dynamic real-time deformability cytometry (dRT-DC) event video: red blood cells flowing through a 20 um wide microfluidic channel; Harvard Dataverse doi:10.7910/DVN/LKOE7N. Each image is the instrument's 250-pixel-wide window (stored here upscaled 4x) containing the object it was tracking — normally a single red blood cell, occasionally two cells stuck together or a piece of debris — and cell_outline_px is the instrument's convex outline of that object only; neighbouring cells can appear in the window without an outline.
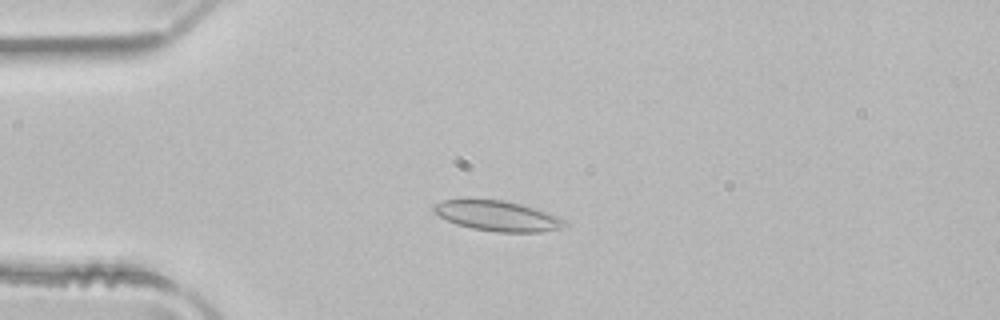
{"species": "common noctule bat (a hibernating species)", "species_latin": "Nyctalus noctula", "temperature_condition": "room temperature", "stored_images_in_passage": 40, "camera_frame_rate_fps": 3000, "um_per_image_px": 0.085, "animal": {"sex": "male", "body_mass_g": 21.5, "forearm_length_mm": 52.0}, "frame": {"image": 1, "passage_image": 2, "time_ms": 0.333, "image_size_px": [1000, 320], "cell_outline_px": [[568, 224], [560, 228], [540, 232], [496, 232], [472, 228], [456, 224], [432, 212], [432, 208], [436, 204], [444, 200], [504, 200], [536, 208], [556, 216], [564, 220]], "centroid_in_image_um": [42.29, 18.36], "position_along_channel_um": 42.7, "area_um2": 22.72}}
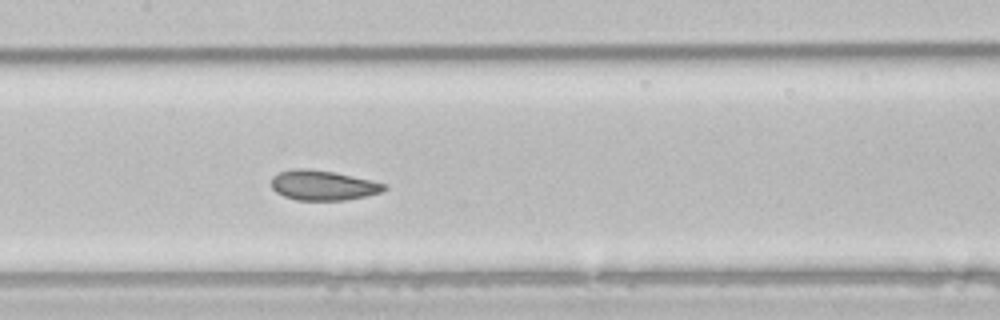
{"frame": {"image": 2, "passage_image": 14, "time_ms": 4.333, "image_size_px": [1000, 320], "cell_outline_px": [[388, 188], [380, 192], [364, 196], [344, 200], [296, 200], [284, 196], [276, 192], [272, 188], [272, 176], [280, 172], [292, 168], [308, 168], [332, 172], [368, 180], [384, 184]], "centroid_in_image_um": [27.39, 15.75], "position_along_channel_um": 180.0, "area_um2": 19.36}}
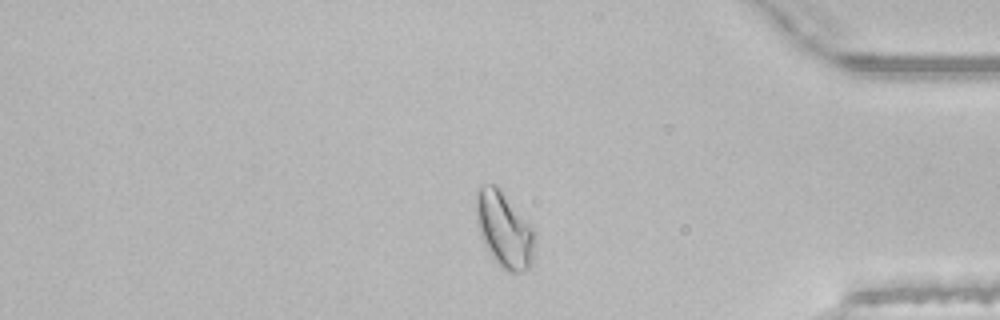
{"frame": {"image": 3, "passage_image": 32, "time_ms": 10.333, "image_size_px": [1000, 320], "cell_outline_px": [[532, 264], [524, 272], [508, 272], [496, 264], [480, 236], [476, 224], [476, 192], [480, 184], [496, 184], [500, 188], [532, 228]], "centroid_in_image_um": [42.79, 19.51], "position_along_channel_um": 392.4, "area_um2": 25.55}, "authors_computed_cell_mechanics": {"area_um2": 20.8658, "velocity_mm_per_s": 3.9901, "shape_relaxation_time_tau1_ms": 5.3725, "shape_relaxation_time_tau2_ms": 1.1038, "deformation_change_tau1": 0.1069, "deformation_change_tau2": 0.0723}}